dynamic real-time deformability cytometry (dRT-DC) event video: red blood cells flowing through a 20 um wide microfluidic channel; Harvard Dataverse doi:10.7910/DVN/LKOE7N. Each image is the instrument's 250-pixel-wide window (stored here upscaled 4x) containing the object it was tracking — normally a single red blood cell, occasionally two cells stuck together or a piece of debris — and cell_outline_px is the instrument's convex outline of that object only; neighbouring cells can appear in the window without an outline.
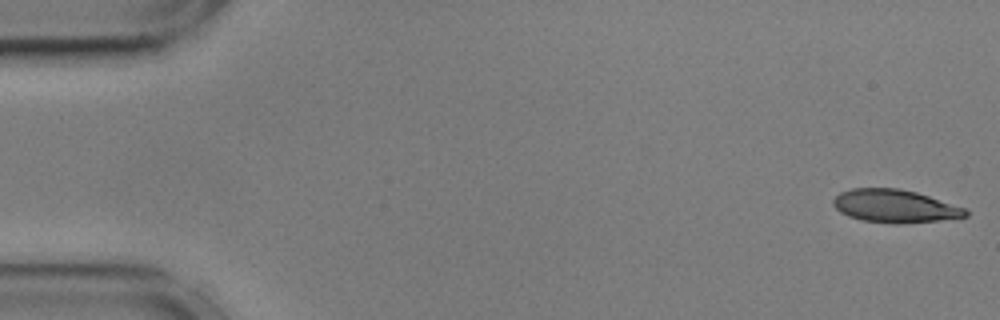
{"species": "common noctule bat (a hibernating species)", "species_latin": "Nyctalus noctula", "temperature_condition": "cold", "stored_images_in_passage": 13, "camera_frame_rate_fps": 3000, "um_per_image_px": 0.085, "animal": {"sex": "male", "body_mass_g": 17.9, "forearm_length_mm": 54.2}, "frame": {"image": 1, "passage_image": 1, "time_ms": 0.0, "image_size_px": [1000, 320], "cell_outline_px": [[968, 216], [940, 220], [896, 224], [864, 220], [848, 216], [840, 212], [832, 204], [832, 200], [840, 192], [852, 188], [900, 188], [916, 192], [964, 208], [968, 212]], "centroid_in_image_um": [76.02, 17.51], "position_along_channel_um": 9.0, "area_um2": 25.2}}
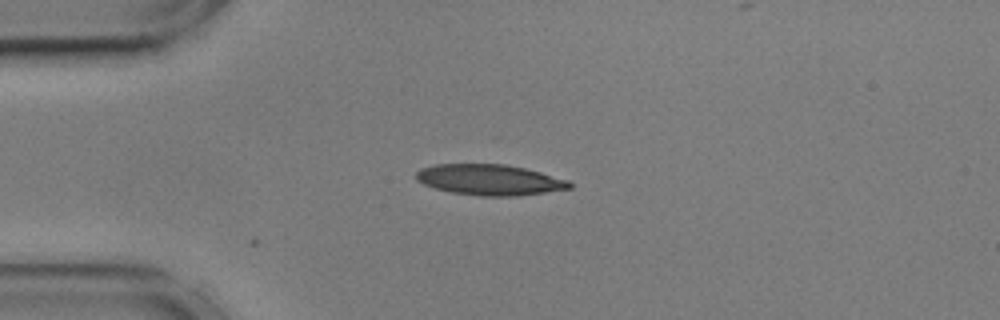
{"frame": {"image": 2, "passage_image": 13, "time_ms": 4.0, "image_size_px": [1000, 320], "cell_outline_px": [[572, 188], [516, 196], [480, 196], [452, 192], [436, 188], [424, 184], [416, 180], [416, 172], [420, 168], [436, 164], [504, 164], [524, 168], [540, 172], [568, 180], [572, 184]], "centroid_in_image_um": [41.6, 15.28], "position_along_channel_um": 43.4, "area_um2": 27.34}}